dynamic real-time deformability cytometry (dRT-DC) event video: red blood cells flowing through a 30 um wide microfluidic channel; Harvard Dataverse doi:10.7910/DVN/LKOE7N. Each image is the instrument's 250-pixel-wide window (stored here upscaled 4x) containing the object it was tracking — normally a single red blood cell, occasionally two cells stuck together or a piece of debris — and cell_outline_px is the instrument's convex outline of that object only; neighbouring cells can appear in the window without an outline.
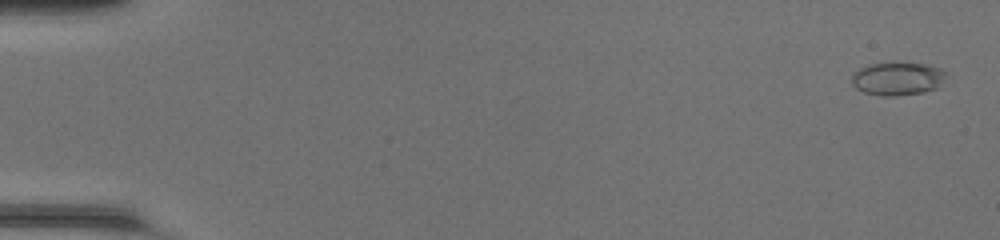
{"species": "common noctule bat (a hibernating species)", "species_latin": "Nyctalus noctula", "temperature_condition": "room temperature", "stored_images_in_passage": 49, "camera_frame_rate_fps": 3000, "um_per_image_px": 0.085, "animal": {"sex": "female", "body_mass_g": 20.0, "forearm_length_mm": 54.0}, "frame": {"image": 1, "passage_image": 2, "time_ms": 0.333, "image_size_px": [1000, 240], "cell_outline_px": [[948, 72], [936, 88], [924, 92], [896, 96], [880, 96], [864, 92], [856, 88], [852, 84], [852, 72], [868, 64], [896, 60], [924, 64], [940, 68]], "centroid_in_image_um": [76.26, 6.65], "position_along_channel_um": 8.7, "area_um2": 18.79}}
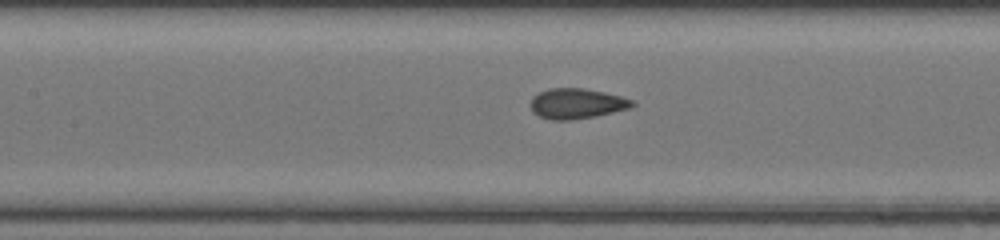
{"frame": {"image": 2, "passage_image": 24, "time_ms": 7.667, "image_size_px": [1000, 240], "cell_outline_px": [[636, 104], [628, 108], [596, 116], [572, 120], [552, 120], [540, 116], [532, 112], [532, 96], [548, 88], [584, 88], [604, 92], [620, 96], [632, 100]], "centroid_in_image_um": [49.01, 8.8], "position_along_channel_um": 158.4, "area_um2": 17.8}}
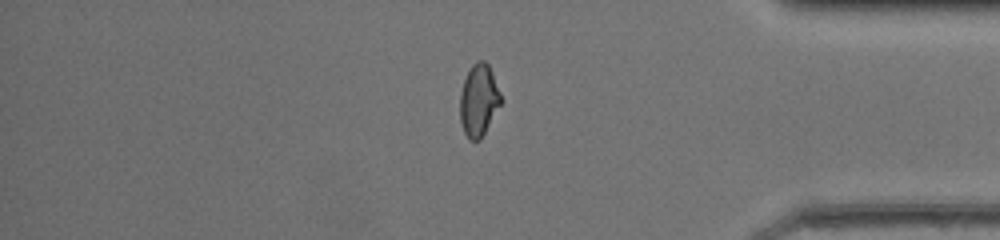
{"frame": {"image": 3, "passage_image": 42, "time_ms": 13.667, "image_size_px": [1000, 240], "cell_outline_px": [[504, 100], [480, 140], [468, 140], [464, 132], [460, 120], [460, 92], [464, 80], [472, 64], [476, 60], [484, 60], [488, 64], [492, 72]], "centroid_in_image_um": [40.71, 8.52], "position_along_channel_um": 394.5, "area_um2": 17.4}}